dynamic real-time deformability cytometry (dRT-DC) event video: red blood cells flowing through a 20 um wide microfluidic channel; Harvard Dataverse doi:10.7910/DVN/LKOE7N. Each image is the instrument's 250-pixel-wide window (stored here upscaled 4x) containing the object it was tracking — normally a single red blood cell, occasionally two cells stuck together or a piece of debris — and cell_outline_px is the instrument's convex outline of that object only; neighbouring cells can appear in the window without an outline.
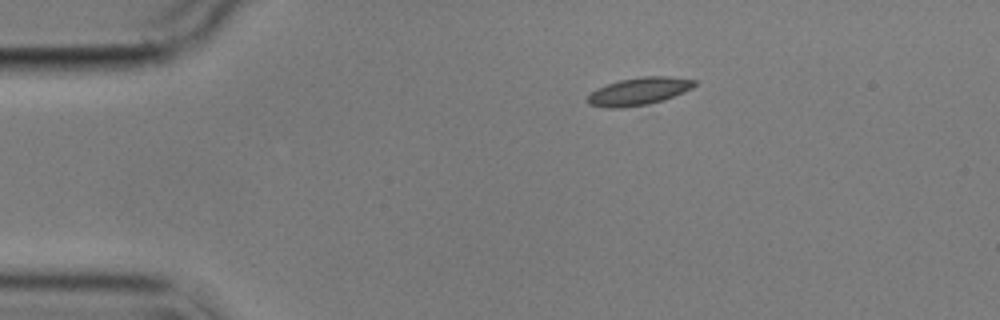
{"species": "common noctule bat (a hibernating species)", "species_latin": "Nyctalus noctula", "temperature_condition": "cold", "stored_images_in_passage": 2, "camera_frame_rate_fps": 3000, "um_per_image_px": 0.085, "animal": {"sex": "male", "body_mass_g": 17.9}, "frame": {"image": 1, "passage_image": 1, "time_ms": 0.0, "image_size_px": [1000, 320], "cell_outline_px": [[700, 80], [692, 88], [684, 92], [664, 100], [648, 104], [620, 108], [608, 108], [588, 104], [588, 96], [596, 88], [620, 80], [644, 76], [668, 76]], "centroid_in_image_um": [54.35, 7.75], "position_along_channel_um": 30.7, "area_um2": 17.22}}